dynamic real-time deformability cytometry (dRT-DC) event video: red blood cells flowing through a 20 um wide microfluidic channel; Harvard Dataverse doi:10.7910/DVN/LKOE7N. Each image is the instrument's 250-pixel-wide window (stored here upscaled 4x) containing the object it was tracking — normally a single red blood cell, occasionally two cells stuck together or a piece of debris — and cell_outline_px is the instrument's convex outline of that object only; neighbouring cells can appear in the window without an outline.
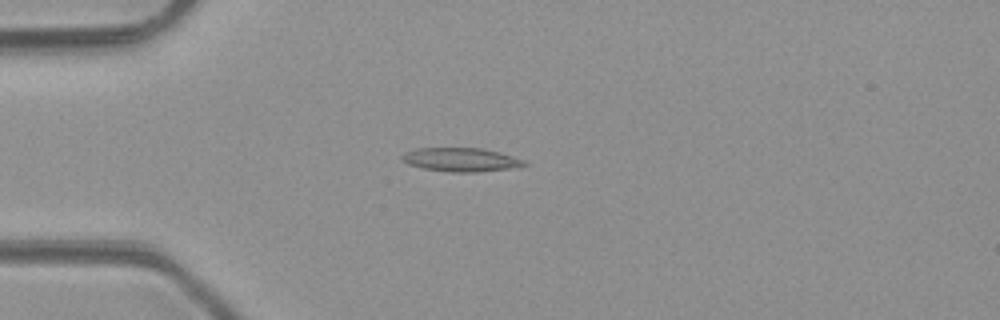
{"species": "common noctule bat (a hibernating species)", "species_latin": "Nyctalus noctula", "temperature_condition": "room temperature", "stored_images_in_passage": 3, "camera_frame_rate_fps": 3000, "um_per_image_px": 0.085, "animal": {"sex": "male", "body_mass_g": 23.1, "forearm_length_mm": 52.7}, "frame": {"image": 1, "passage_image": 2, "time_ms": 2.0, "image_size_px": [1000, 320], "cell_outline_px": [[528, 164], [508, 168], [476, 172], [452, 172], [424, 168], [408, 164], [400, 160], [400, 156], [404, 152], [416, 148], [480, 148], [512, 156], [524, 160]], "centroid_in_image_um": [39.09, 13.56], "position_along_channel_um": 45.9, "area_um2": 16.65}}